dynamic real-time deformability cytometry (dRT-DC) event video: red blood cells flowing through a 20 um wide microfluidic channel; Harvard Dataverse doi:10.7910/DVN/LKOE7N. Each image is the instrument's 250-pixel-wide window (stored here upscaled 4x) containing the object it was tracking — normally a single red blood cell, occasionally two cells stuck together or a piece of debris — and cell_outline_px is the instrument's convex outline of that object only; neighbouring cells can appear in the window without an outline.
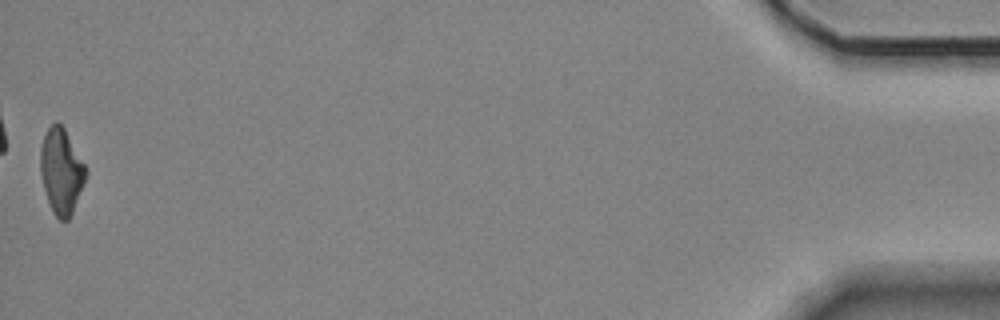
{"species": "Egyptian fruit bat (a non-hibernating species)", "species_latin": "Rousettus aegyptiacus", "temperature_condition": "room temperature", "stored_images_in_passage": 41, "camera_frame_rate_fps": 3000, "um_per_image_px": 0.085, "animal": {"sex": "female"}, "frame": {"image": 1, "passage_image": 41, "time_ms": 13.333, "image_size_px": [1000, 320], "cell_outline_px": [[88, 172], [72, 212], [68, 220], [60, 220], [52, 212], [44, 188], [40, 172], [40, 148], [44, 136], [48, 128], [56, 120], [64, 128], [84, 164]], "centroid_in_image_um": [5.19, 14.54], "position_along_channel_um": 430.0, "area_um2": 22.2}, "authors_computed_cell_mechanics": {"area_um2": 23.5246, "velocity_mm_per_s": 3.5567, "shape_relaxation_time_tau1_ms": 8.8073, "shape_relaxation_time_tau2_ms": 4.5728, "deformation_change_tau1": 0.2041, "deformation_change_tau2": 0.142}}